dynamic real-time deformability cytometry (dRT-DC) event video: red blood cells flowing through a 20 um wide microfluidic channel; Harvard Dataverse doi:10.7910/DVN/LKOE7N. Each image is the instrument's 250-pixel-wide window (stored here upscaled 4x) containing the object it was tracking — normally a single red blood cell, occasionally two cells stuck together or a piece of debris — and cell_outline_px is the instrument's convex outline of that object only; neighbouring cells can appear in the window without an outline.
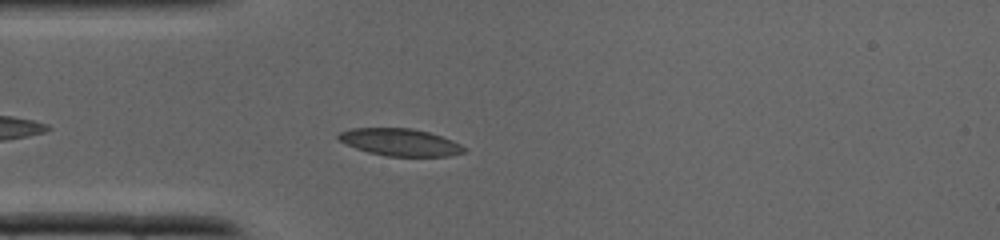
{"species": "common noctule bat (a hibernating species)", "species_latin": "Nyctalus noctula", "temperature_condition": "cold", "stored_images_in_passage": 31, "camera_frame_rate_fps": 3000, "um_per_image_px": 0.085, "animal": {"sex": "male", "body_mass_g": 19.0, "forearm_length_mm": 50.8}, "frame": {"image": 1, "passage_image": 4, "time_ms": 1.0, "image_size_px": [1000, 240], "cell_outline_px": [[468, 152], [448, 156], [384, 156], [368, 152], [356, 148], [340, 140], [336, 136], [340, 132], [352, 128], [412, 128], [428, 132], [452, 140], [468, 148]], "centroid_in_image_um": [34.05, 12.09], "position_along_channel_um": 50.9, "area_um2": 19.94}}
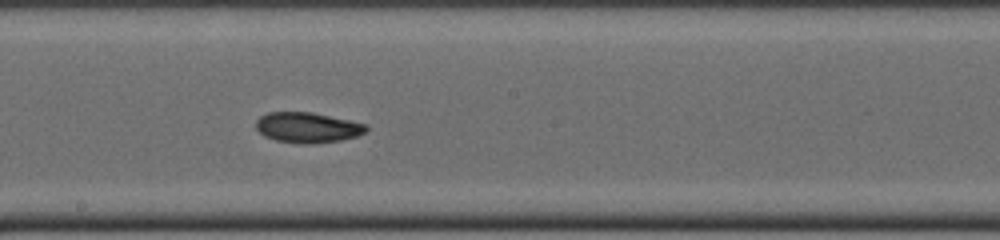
{"frame": {"image": 2, "passage_image": 14, "time_ms": 4.333, "image_size_px": [1000, 240], "cell_outline_px": [[368, 128], [364, 132], [356, 136], [340, 140], [308, 144], [300, 144], [276, 140], [264, 136], [256, 128], [256, 120], [260, 116], [268, 112], [312, 112], [368, 124]], "centroid_in_image_um": [26.12, 10.83], "position_along_channel_um": 222.1, "area_um2": 19.48}}
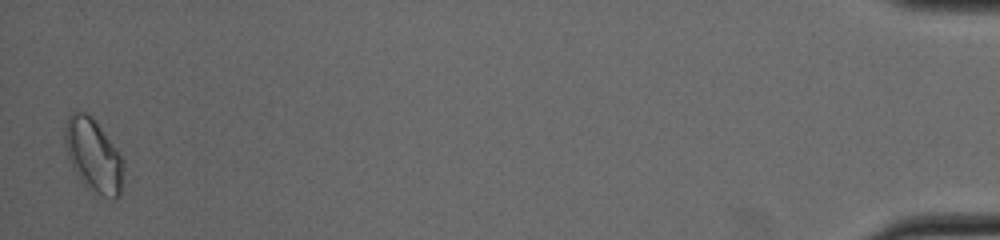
{"frame": {"image": 3, "passage_image": 31, "time_ms": 10.0, "image_size_px": [1000, 240], "cell_outline_px": [[124, 168], [120, 196], [116, 200], [112, 200], [96, 192], [84, 184], [80, 180], [68, 156], [64, 144], [64, 128], [68, 116], [72, 112], [84, 112], [92, 116], [124, 160]], "centroid_in_image_um": [7.95, 13.22], "position_along_channel_um": 427.2, "area_um2": 24.85}}